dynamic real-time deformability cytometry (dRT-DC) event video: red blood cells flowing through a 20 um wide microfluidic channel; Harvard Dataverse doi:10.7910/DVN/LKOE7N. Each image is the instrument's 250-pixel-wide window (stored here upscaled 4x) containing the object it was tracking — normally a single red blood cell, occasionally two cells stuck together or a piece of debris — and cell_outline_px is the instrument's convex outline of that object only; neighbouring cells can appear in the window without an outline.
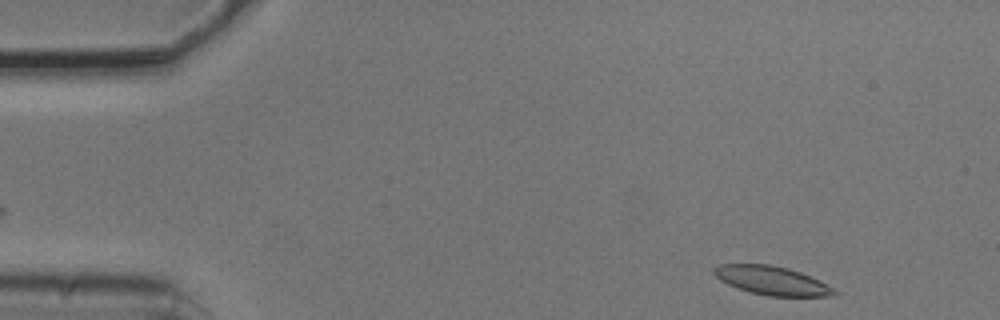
{"species": "common noctule bat (a hibernating species)", "species_latin": "Nyctalus noctula", "temperature_condition": "cold", "stored_images_in_passage": 6, "camera_frame_rate_fps": 3000, "um_per_image_px": 0.085, "animal": {"sex": "male", "body_mass_g": 20.5, "forearm_length_mm": 52.5}, "frame": {"image": 1, "passage_image": 1, "time_ms": 0.0, "image_size_px": [1000, 320], "cell_outline_px": [[840, 292], [836, 296], [768, 296], [736, 288], [720, 280], [712, 272], [712, 268], [720, 264], [768, 264], [788, 268], [800, 272], [820, 280]], "centroid_in_image_um": [65.63, 23.85], "position_along_channel_um": 19.4, "area_um2": 20.23}}
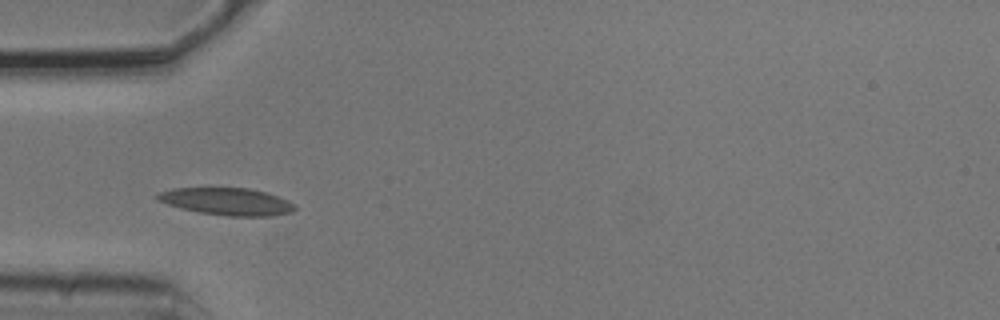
{"frame": {"image": 2, "passage_image": 4, "time_ms": 1.0, "image_size_px": [1000, 320], "cell_outline_px": [[296, 208], [292, 212], [272, 216], [228, 216], [200, 212], [180, 208], [168, 204], [160, 200], [156, 196], [156, 192], [172, 188], [248, 188], [268, 192], [280, 196], [296, 204]], "centroid_in_image_um": [19.34, 17.12], "position_along_channel_um": 65.7, "area_um2": 21.96}}